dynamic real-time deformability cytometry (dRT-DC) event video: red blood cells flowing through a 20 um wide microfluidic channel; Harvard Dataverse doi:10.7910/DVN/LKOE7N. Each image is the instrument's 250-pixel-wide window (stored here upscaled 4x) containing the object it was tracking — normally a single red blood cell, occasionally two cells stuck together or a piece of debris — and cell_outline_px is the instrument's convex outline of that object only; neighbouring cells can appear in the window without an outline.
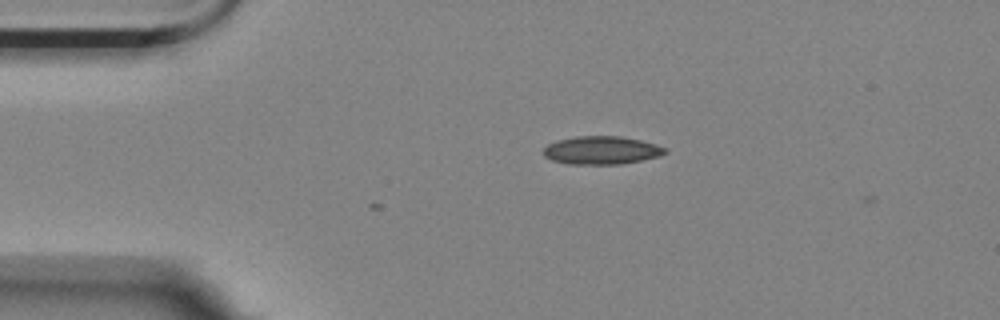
{"species": "Egyptian fruit bat (a non-hibernating species)", "species_latin": "Rousettus aegyptiacus", "temperature_condition": "room temperature", "stored_images_in_passage": 2, "camera_frame_rate_fps": 3000, "um_per_image_px": 0.085, "animal": {"sex": "female"}, "frame": {"image": 1, "passage_image": 2, "time_ms": 0.333, "image_size_px": [1000, 320], "cell_outline_px": [[668, 152], [660, 156], [620, 164], [568, 164], [552, 160], [544, 156], [544, 148], [548, 144], [556, 140], [576, 136], [620, 136], [640, 140], [656, 144], [664, 148]], "centroid_in_image_um": [51.11, 12.77], "position_along_channel_um": 33.9, "area_um2": 19.88}}